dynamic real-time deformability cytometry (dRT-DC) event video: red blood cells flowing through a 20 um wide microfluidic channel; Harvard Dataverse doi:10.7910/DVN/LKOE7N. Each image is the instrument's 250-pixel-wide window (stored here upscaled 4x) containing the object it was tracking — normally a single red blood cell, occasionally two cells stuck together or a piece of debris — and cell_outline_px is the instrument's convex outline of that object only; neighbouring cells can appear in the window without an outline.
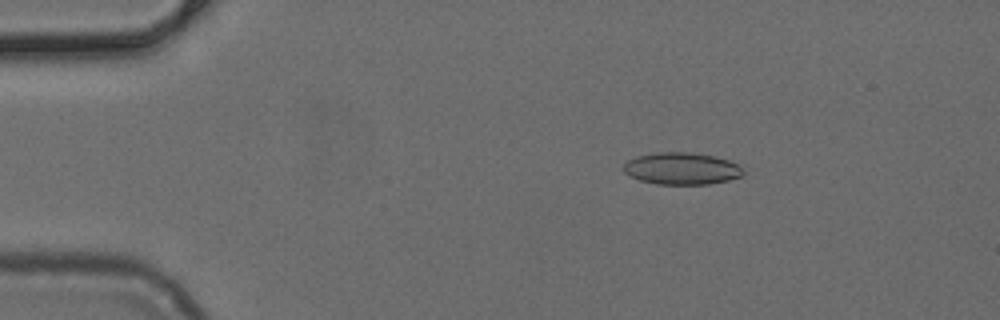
{"species": "common noctule bat (a hibernating species)", "species_latin": "Nyctalus noctula", "temperature_condition": "cold", "stored_images_in_passage": 51, "camera_frame_rate_fps": 3000, "um_per_image_px": 0.085, "animal": {"sex": "female", "body_mass_g": 24.6, "forearm_length_mm": 56.2}, "frame": {"image": 1, "passage_image": 9, "time_ms": 2.667, "image_size_px": [1000, 320], "cell_outline_px": [[744, 176], [728, 180], [708, 184], [656, 184], [640, 180], [624, 172], [624, 164], [628, 160], [636, 156], [656, 152], [688, 152], [712, 156], [728, 160], [736, 164], [744, 172]], "centroid_in_image_um": [57.93, 14.33], "position_along_channel_um": 27.1, "area_um2": 22.14}}
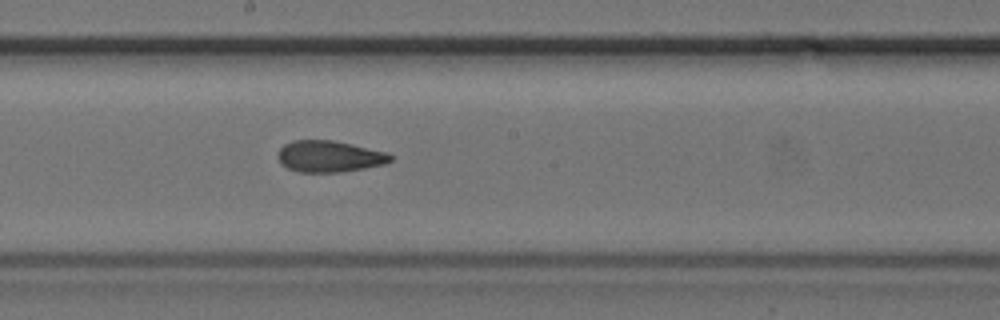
{"frame": {"image": 2, "passage_image": 28, "time_ms": 9.0, "image_size_px": [1000, 320], "cell_outline_px": [[392, 160], [384, 164], [364, 168], [340, 172], [300, 172], [288, 168], [280, 164], [276, 156], [276, 152], [284, 144], [292, 140], [332, 140], [352, 144], [388, 152], [392, 156]], "centroid_in_image_um": [27.95, 13.29], "position_along_channel_um": 220.2, "area_um2": 20.81}}
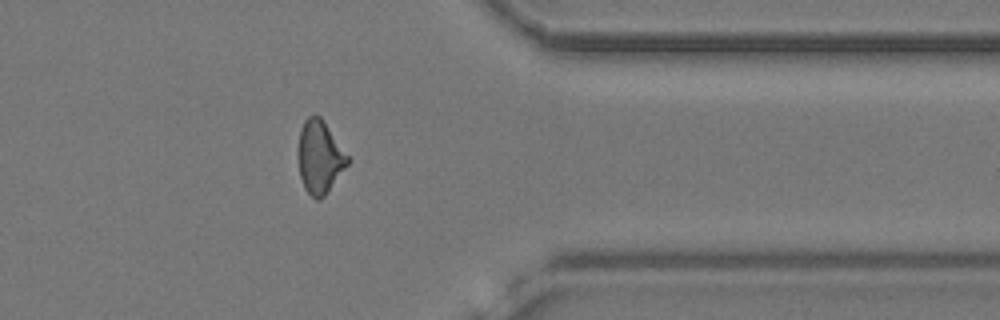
{"frame": {"image": 3, "passage_image": 41, "time_ms": 13.333, "image_size_px": [1000, 320], "cell_outline_px": [[352, 160], [324, 196], [320, 200], [316, 200], [304, 188], [300, 176], [296, 156], [296, 152], [300, 128], [304, 120], [308, 116], [316, 112], [324, 120]], "centroid_in_image_um": [27.16, 13.3], "position_along_channel_um": 384.2, "area_um2": 21.73}}